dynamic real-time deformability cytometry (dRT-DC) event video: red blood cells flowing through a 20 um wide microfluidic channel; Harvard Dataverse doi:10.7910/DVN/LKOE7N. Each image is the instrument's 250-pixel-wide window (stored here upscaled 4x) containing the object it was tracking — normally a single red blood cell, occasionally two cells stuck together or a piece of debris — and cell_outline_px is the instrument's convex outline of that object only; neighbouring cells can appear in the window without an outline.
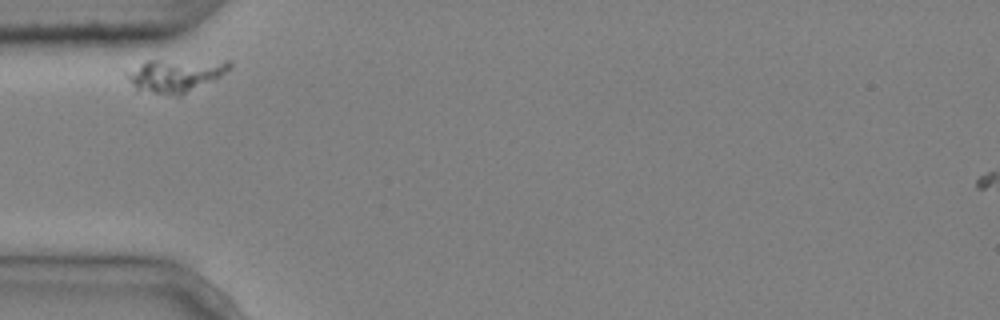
{"species": "common noctule bat (a hibernating species)", "species_latin": "Nyctalus noctula", "temperature_condition": "cold", "stored_images_in_passage": 2, "camera_frame_rate_fps": 3000, "um_per_image_px": 0.085, "animal": {"sex": "male", "body_mass_g": 20.4}, "frame": {"image": 1, "passage_image": 1, "time_ms": 0.0, "image_size_px": [1000, 320], "cell_outline_px": [[232, 64], [220, 76], [180, 96], [176, 96], [136, 92], [128, 80], [124, 72], [148, 60], [228, 60]], "centroid_in_image_um": [14.82, 6.42], "position_along_channel_um": 70.2, "area_um2": 20.11}}